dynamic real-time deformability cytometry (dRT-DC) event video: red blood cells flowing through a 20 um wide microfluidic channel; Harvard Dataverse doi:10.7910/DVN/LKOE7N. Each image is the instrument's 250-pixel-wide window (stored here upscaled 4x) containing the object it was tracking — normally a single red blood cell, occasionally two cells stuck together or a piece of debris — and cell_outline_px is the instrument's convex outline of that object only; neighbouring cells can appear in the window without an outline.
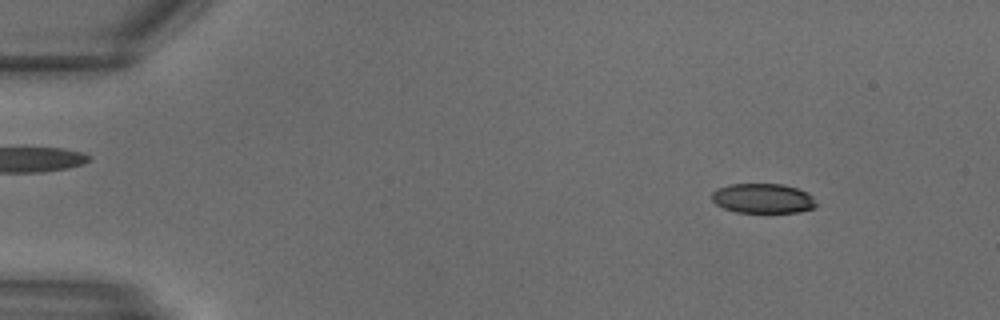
{"species": "common noctule bat (a hibernating species)", "species_latin": "Nyctalus noctula", "temperature_condition": "warm", "stored_images_in_passage": 15, "camera_frame_rate_fps": 3000, "um_per_image_px": 0.085, "animal": {"sex": "male", "body_mass_g": 18.8}, "frame": {"image": 1, "passage_image": 2, "time_ms": 0.333, "image_size_px": [1000, 320], "cell_outline_px": [[816, 204], [812, 208], [800, 212], [736, 212], [724, 208], [716, 204], [712, 200], [712, 192], [716, 188], [728, 184], [784, 184], [796, 188], [812, 196]], "centroid_in_image_um": [64.8, 16.85], "position_along_channel_um": 20.2, "area_um2": 17.98}}
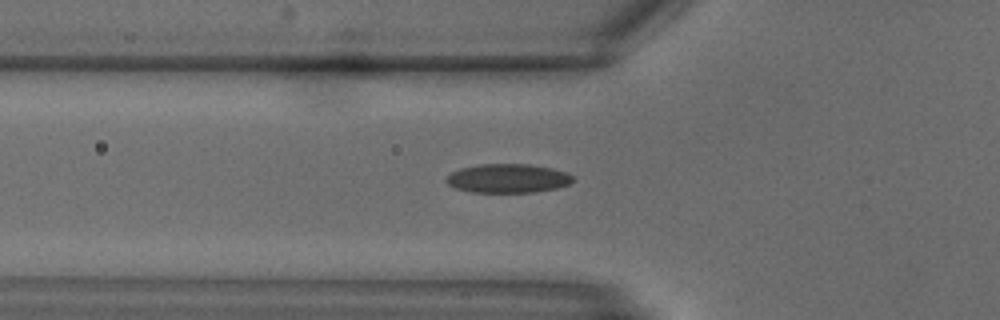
{"frame": {"image": 2, "passage_image": 9, "time_ms": 2.667, "image_size_px": [1000, 320], "cell_outline_px": [[572, 180], [568, 184], [556, 188], [536, 192], [472, 192], [456, 188], [448, 184], [444, 180], [452, 172], [460, 168], [476, 164], [528, 164], [552, 168], [568, 172], [572, 176]], "centroid_in_image_um": [43.15, 15.15], "position_along_channel_um": 82.6, "area_um2": 21.33}}
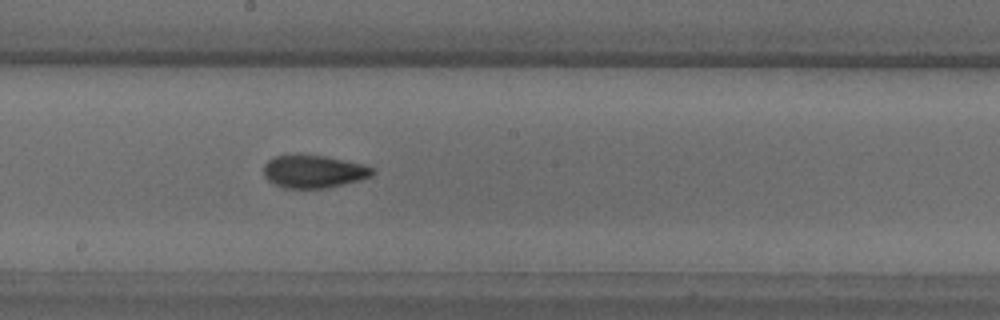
{"frame": {"image": 3, "passage_image": 15, "time_ms": 4.667, "image_size_px": [1000, 320], "cell_outline_px": [[376, 172], [372, 176], [360, 180], [328, 188], [284, 188], [268, 180], [264, 176], [264, 164], [268, 160], [276, 156], [292, 152], [300, 152], [324, 156], [364, 164], [372, 168]], "centroid_in_image_um": [26.64, 14.54], "position_along_channel_um": 221.6, "area_um2": 21.33}}